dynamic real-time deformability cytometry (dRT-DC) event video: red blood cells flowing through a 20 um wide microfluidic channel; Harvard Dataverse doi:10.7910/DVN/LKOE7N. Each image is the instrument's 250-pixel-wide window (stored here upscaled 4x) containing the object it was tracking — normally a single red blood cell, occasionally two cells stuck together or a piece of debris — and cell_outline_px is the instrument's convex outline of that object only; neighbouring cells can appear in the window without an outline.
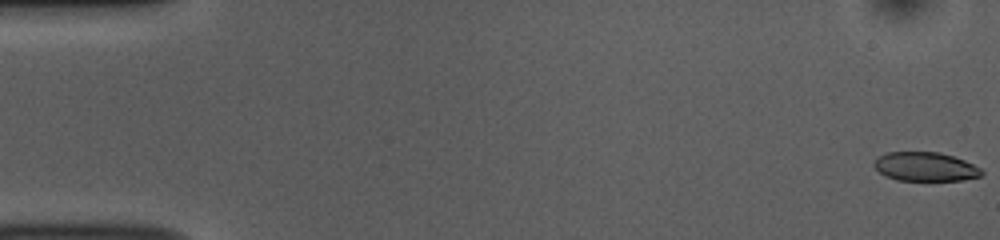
{"species": "common noctule bat (a hibernating species)", "species_latin": "Nyctalus noctula", "temperature_condition": "room temperature", "stored_images_in_passage": 53, "camera_frame_rate_fps": 3000, "um_per_image_px": 0.085, "animal": {"sex": "female", "body_mass_g": 10.0, "forearm_length_mm": 53.1}, "frame": {"image": 1, "passage_image": 1, "time_ms": 0.0, "image_size_px": [1000, 240], "cell_outline_px": [[984, 172], [980, 176], [964, 180], [896, 180], [884, 176], [872, 164], [880, 156], [888, 152], [940, 152], [964, 160], [980, 168]], "centroid_in_image_um": [78.65, 14.17], "position_along_channel_um": 6.4, "area_um2": 18.03}}
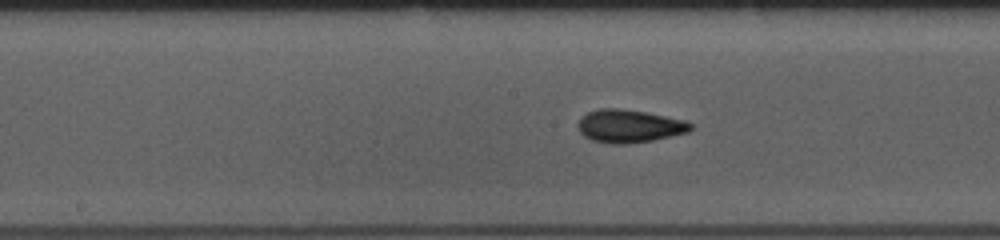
{"frame": {"image": 2, "passage_image": 27, "time_ms": 8.667, "image_size_px": [1000, 240], "cell_outline_px": [[692, 128], [688, 132], [672, 136], [652, 140], [624, 144], [612, 144], [592, 140], [584, 136], [580, 132], [576, 124], [588, 112], [600, 108], [620, 108], [644, 112], [684, 120], [692, 124]], "centroid_in_image_um": [53.47, 10.72], "position_along_channel_um": 194.7, "area_um2": 21.44}}
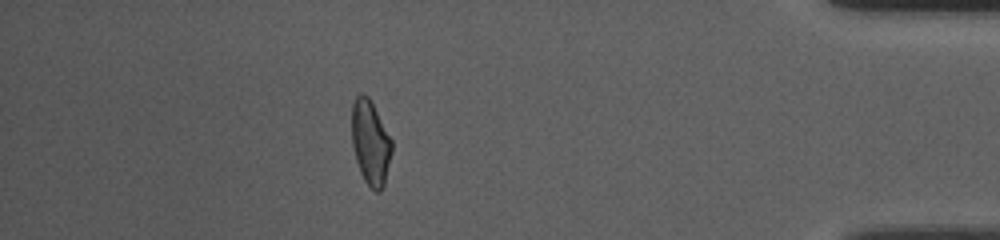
{"frame": {"image": 3, "passage_image": 47, "time_ms": 15.333, "image_size_px": [1000, 240], "cell_outline_px": [[392, 152], [384, 184], [380, 192], [376, 192], [364, 180], [360, 172], [356, 160], [352, 144], [352, 104], [356, 96], [360, 92], [364, 92], [368, 96], [392, 140]], "centroid_in_image_um": [31.48, 12.1], "position_along_channel_um": 403.7, "area_um2": 19.65}, "authors_computed_cell_mechanics": {"area_um2": 20.23, "velocity_mm_per_s": 3.8098, "shape_relaxation_time_tau1_ms": 4.469, "shape_relaxation_time_tau2_ms": 1.5224, "deformation_change_tau1": 0.1496, "deformation_change_tau2": 0.0725}}